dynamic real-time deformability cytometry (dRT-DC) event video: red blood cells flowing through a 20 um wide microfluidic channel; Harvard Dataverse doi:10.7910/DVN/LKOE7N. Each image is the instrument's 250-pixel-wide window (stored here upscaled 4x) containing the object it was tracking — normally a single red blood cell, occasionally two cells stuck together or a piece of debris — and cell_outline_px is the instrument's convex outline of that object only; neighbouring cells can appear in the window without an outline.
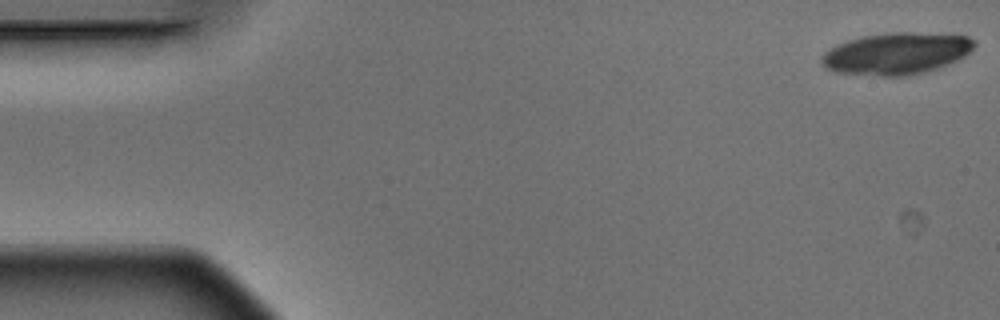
{"species": "Egyptian fruit bat (a non-hibernating species)", "species_latin": "Rousettus aegyptiacus", "temperature_condition": "warm", "stored_images_in_passage": 5, "camera_frame_rate_fps": 3000, "um_per_image_px": 0.085, "animal": {"sex": "male"}, "frame": {"image": 1, "passage_image": 1, "time_ms": 0.0, "image_size_px": [1000, 320], "cell_outline_px": [[976, 44], [964, 56], [956, 60], [936, 68], [924, 72], [908, 76], [880, 76], [832, 72], [820, 60], [824, 52], [848, 40], [864, 36], [892, 32], [912, 32], [968, 36], [976, 40]], "centroid_in_image_um": [76.2, 4.55], "position_along_channel_um": 8.8, "area_um2": 36.88}}